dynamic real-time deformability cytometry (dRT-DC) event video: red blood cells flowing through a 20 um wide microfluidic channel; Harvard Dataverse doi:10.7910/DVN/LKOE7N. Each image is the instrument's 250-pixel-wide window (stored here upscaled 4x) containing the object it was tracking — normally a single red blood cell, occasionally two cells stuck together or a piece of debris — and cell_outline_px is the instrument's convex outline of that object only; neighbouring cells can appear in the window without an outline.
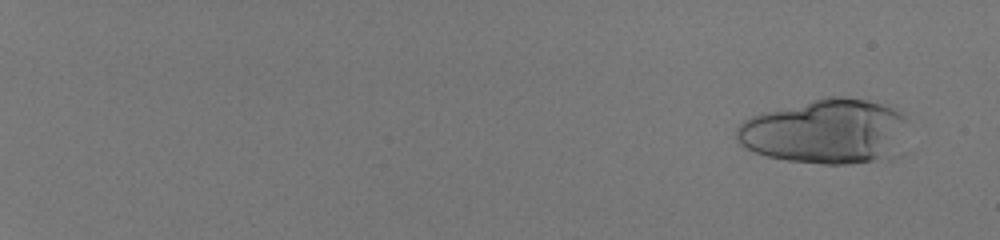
{"species": "human", "species_latin": "Homo sapiens", "temperature_condition": "room temperature", "stored_images_in_passage": 48, "camera_frame_rate_fps": 3000, "um_per_image_px": 0.085, "donor": {"sex": "male"}, "frame": {"image": 1, "passage_image": 3, "time_ms": 0.667, "image_size_px": [1000, 240], "cell_outline_px": [[904, 120], [880, 156], [872, 160], [848, 164], [824, 164], [788, 160], [768, 156], [752, 152], [740, 144], [736, 140], [736, 128], [744, 120], [752, 116], [764, 112], [828, 96], [844, 96], [884, 104], [900, 112], [904, 116]], "centroid_in_image_um": [69.9, 11.13], "position_along_channel_um": 15.1, "area_um2": 61.56}}
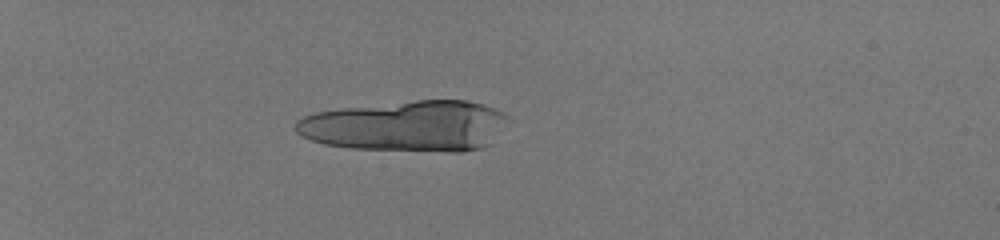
{"frame": {"image": 2, "passage_image": 19, "time_ms": 6.0, "image_size_px": [1000, 240], "cell_outline_px": [[512, 120], [492, 144], [484, 148], [460, 152], [448, 152], [352, 148], [324, 144], [300, 136], [292, 128], [296, 120], [304, 116], [316, 112], [344, 108], [416, 100], [468, 100], [484, 104], [496, 108], [504, 112]], "centroid_in_image_um": [34.65, 10.72], "position_along_channel_um": 50.4, "area_um2": 63.93}}